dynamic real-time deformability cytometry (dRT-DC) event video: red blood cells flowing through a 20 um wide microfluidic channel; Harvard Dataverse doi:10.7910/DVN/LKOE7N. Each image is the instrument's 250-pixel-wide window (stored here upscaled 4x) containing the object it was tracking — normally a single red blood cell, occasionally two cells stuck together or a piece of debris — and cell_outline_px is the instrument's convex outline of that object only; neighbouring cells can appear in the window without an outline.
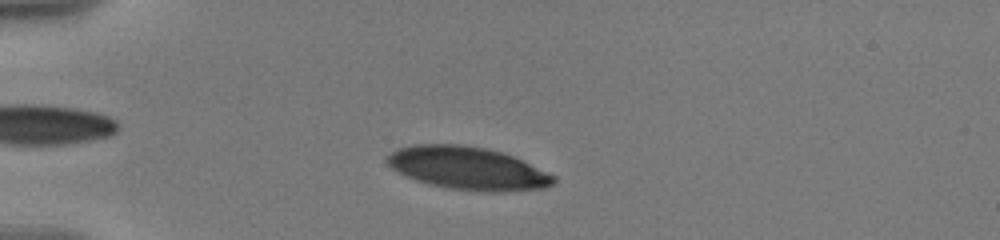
{"species": "human", "species_latin": "Homo sapiens", "temperature_condition": "warm", "stored_images_in_passage": 9, "camera_frame_rate_fps": 3000, "um_per_image_px": 0.085, "donor": {"sex": "male"}, "frame": {"image": 1, "passage_image": 1, "time_ms": 0.0, "image_size_px": [1000, 240], "cell_outline_px": [[556, 180], [552, 184], [544, 188], [492, 192], [452, 188], [428, 184], [416, 180], [392, 168], [384, 160], [384, 156], [400, 148], [416, 144], [460, 144], [488, 148], [512, 156], [556, 176]], "centroid_in_image_um": [39.73, 14.29], "position_along_channel_um": 45.3, "area_um2": 41.1}}
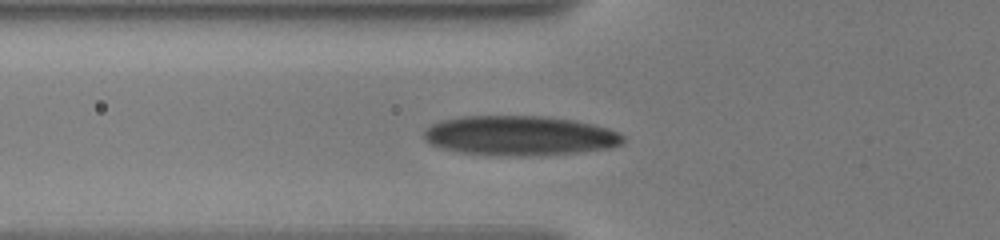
{"frame": {"image": 2, "passage_image": 8, "time_ms": 2.0, "image_size_px": [1000, 240], "cell_outline_px": [[624, 144], [608, 148], [576, 152], [528, 156], [500, 156], [460, 152], [444, 148], [432, 144], [424, 136], [424, 132], [432, 124], [440, 120], [460, 116], [548, 116], [572, 120], [592, 124], [608, 128], [624, 136]], "centroid_in_image_um": [44.19, 11.52], "position_along_channel_um": 81.6, "area_um2": 45.95}}